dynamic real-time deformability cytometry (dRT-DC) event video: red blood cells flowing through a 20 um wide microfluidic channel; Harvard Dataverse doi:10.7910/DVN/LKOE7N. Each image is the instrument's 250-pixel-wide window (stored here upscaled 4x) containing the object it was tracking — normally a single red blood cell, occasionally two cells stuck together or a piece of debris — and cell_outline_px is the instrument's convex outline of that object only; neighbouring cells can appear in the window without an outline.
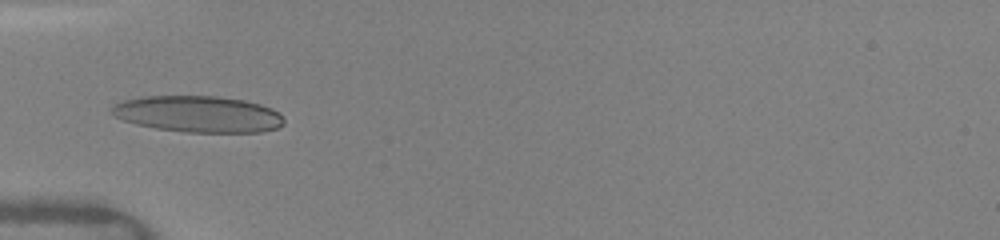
{"species": "human", "species_latin": "Homo sapiens", "temperature_condition": "warm", "stored_images_in_passage": 58, "camera_frame_rate_fps": 3000, "um_per_image_px": 0.085, "donor": {"sex": "female"}, "frame": {"image": 1, "passage_image": 1, "time_ms": 0.0, "image_size_px": [1000, 240], "cell_outline_px": [[284, 124], [276, 128], [260, 132], [188, 132], [156, 128], [136, 124], [112, 116], [112, 108], [116, 104], [124, 100], [140, 96], [216, 96], [244, 100], [260, 104], [272, 108], [280, 112], [284, 120]], "centroid_in_image_um": [16.87, 9.69], "position_along_channel_um": 68.1, "area_um2": 36.53}}
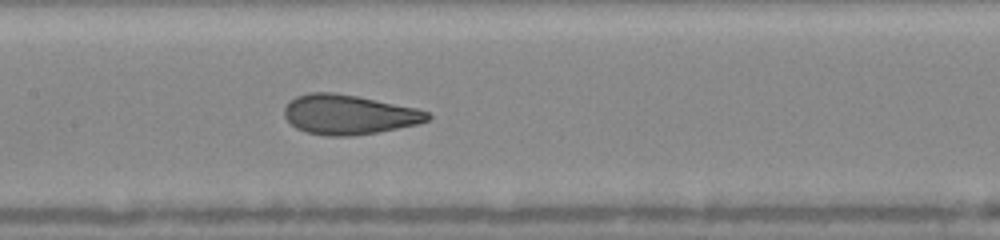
{"frame": {"image": 2, "passage_image": 17, "time_ms": 2.667, "image_size_px": [1000, 240], "cell_outline_px": [[432, 116], [428, 120], [416, 124], [376, 132], [352, 136], [328, 136], [308, 132], [296, 128], [284, 116], [284, 108], [296, 96], [308, 92], [336, 92], [416, 108], [428, 112]], "centroid_in_image_um": [29.63, 9.73], "position_along_channel_um": 177.8, "area_um2": 32.77}}
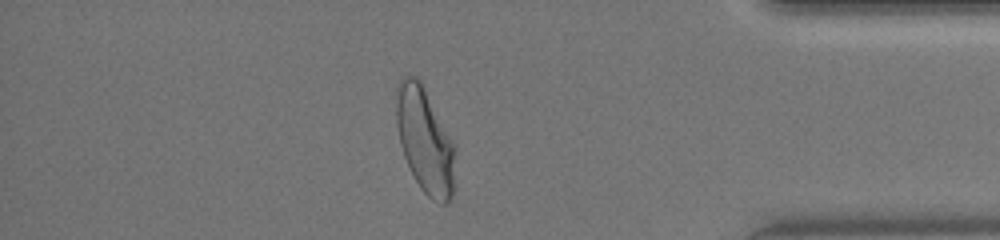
{"frame": {"image": 3, "passage_image": 46, "time_ms": 8.667, "image_size_px": [1000, 240], "cell_outline_px": [[456, 148], [452, 196], [448, 204], [440, 204], [432, 200], [420, 188], [408, 168], [400, 144], [396, 124], [396, 84], [404, 76], [412, 76], [420, 80]], "centroid_in_image_um": [36.1, 11.97], "position_along_channel_um": 399.1, "area_um2": 36.18}, "authors_computed_cell_mechanics": {"area_um2": 34.3621, "velocity_mm_per_s": 4.1292, "shape_relaxation_time_tau1_ms": 4.1087, "shape_relaxation_time_tau2_ms": 0.6619, "deformation_change_tau1": 0.1733, "deformation_change_tau2": 0.0785}}